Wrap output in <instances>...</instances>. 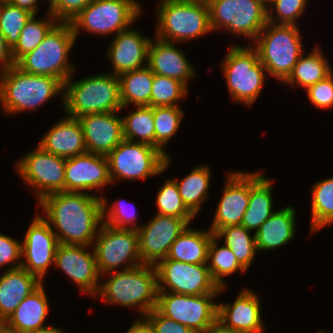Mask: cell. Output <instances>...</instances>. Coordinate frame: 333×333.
I'll use <instances>...</instances> for the list:
<instances>
[{
    "mask_svg": "<svg viewBox=\"0 0 333 333\" xmlns=\"http://www.w3.org/2000/svg\"><path fill=\"white\" fill-rule=\"evenodd\" d=\"M102 197L62 191L45 196L38 204L59 244L92 246L102 224Z\"/></svg>",
    "mask_w": 333,
    "mask_h": 333,
    "instance_id": "1",
    "label": "cell"
},
{
    "mask_svg": "<svg viewBox=\"0 0 333 333\" xmlns=\"http://www.w3.org/2000/svg\"><path fill=\"white\" fill-rule=\"evenodd\" d=\"M109 276L100 282L95 296L109 305L135 308L144 317L156 308L158 298L157 271L155 265L141 264L138 267L104 274Z\"/></svg>",
    "mask_w": 333,
    "mask_h": 333,
    "instance_id": "2",
    "label": "cell"
},
{
    "mask_svg": "<svg viewBox=\"0 0 333 333\" xmlns=\"http://www.w3.org/2000/svg\"><path fill=\"white\" fill-rule=\"evenodd\" d=\"M58 94L63 106L64 83L54 77L28 74L16 65L0 72V106L7 115L35 111Z\"/></svg>",
    "mask_w": 333,
    "mask_h": 333,
    "instance_id": "3",
    "label": "cell"
},
{
    "mask_svg": "<svg viewBox=\"0 0 333 333\" xmlns=\"http://www.w3.org/2000/svg\"><path fill=\"white\" fill-rule=\"evenodd\" d=\"M64 83L63 109L74 118L95 113L121 112L119 77L107 73L90 75Z\"/></svg>",
    "mask_w": 333,
    "mask_h": 333,
    "instance_id": "4",
    "label": "cell"
},
{
    "mask_svg": "<svg viewBox=\"0 0 333 333\" xmlns=\"http://www.w3.org/2000/svg\"><path fill=\"white\" fill-rule=\"evenodd\" d=\"M157 3L155 38L184 43L212 32L206 0H160Z\"/></svg>",
    "mask_w": 333,
    "mask_h": 333,
    "instance_id": "5",
    "label": "cell"
},
{
    "mask_svg": "<svg viewBox=\"0 0 333 333\" xmlns=\"http://www.w3.org/2000/svg\"><path fill=\"white\" fill-rule=\"evenodd\" d=\"M75 42L71 23L58 22L36 49L16 62V66L28 74L51 76L65 83L76 71L69 60Z\"/></svg>",
    "mask_w": 333,
    "mask_h": 333,
    "instance_id": "6",
    "label": "cell"
},
{
    "mask_svg": "<svg viewBox=\"0 0 333 333\" xmlns=\"http://www.w3.org/2000/svg\"><path fill=\"white\" fill-rule=\"evenodd\" d=\"M300 28L297 25L267 22L251 44L258 52L259 61L267 76H273L282 84L303 54Z\"/></svg>",
    "mask_w": 333,
    "mask_h": 333,
    "instance_id": "7",
    "label": "cell"
},
{
    "mask_svg": "<svg viewBox=\"0 0 333 333\" xmlns=\"http://www.w3.org/2000/svg\"><path fill=\"white\" fill-rule=\"evenodd\" d=\"M221 69L230 98L238 104L240 102L251 107L268 77L265 67L259 61L257 50L251 44L247 47L238 44L230 46Z\"/></svg>",
    "mask_w": 333,
    "mask_h": 333,
    "instance_id": "8",
    "label": "cell"
},
{
    "mask_svg": "<svg viewBox=\"0 0 333 333\" xmlns=\"http://www.w3.org/2000/svg\"><path fill=\"white\" fill-rule=\"evenodd\" d=\"M112 184L117 180H145L166 171L171 157L144 143L122 140L108 155Z\"/></svg>",
    "mask_w": 333,
    "mask_h": 333,
    "instance_id": "9",
    "label": "cell"
},
{
    "mask_svg": "<svg viewBox=\"0 0 333 333\" xmlns=\"http://www.w3.org/2000/svg\"><path fill=\"white\" fill-rule=\"evenodd\" d=\"M137 0H92L72 21L75 39L81 31L115 36L127 30L141 15Z\"/></svg>",
    "mask_w": 333,
    "mask_h": 333,
    "instance_id": "10",
    "label": "cell"
},
{
    "mask_svg": "<svg viewBox=\"0 0 333 333\" xmlns=\"http://www.w3.org/2000/svg\"><path fill=\"white\" fill-rule=\"evenodd\" d=\"M212 32L219 29L253 41L264 28L267 5L262 0H206Z\"/></svg>",
    "mask_w": 333,
    "mask_h": 333,
    "instance_id": "11",
    "label": "cell"
},
{
    "mask_svg": "<svg viewBox=\"0 0 333 333\" xmlns=\"http://www.w3.org/2000/svg\"><path fill=\"white\" fill-rule=\"evenodd\" d=\"M92 246L101 276L142 264L136 229L115 228L102 222Z\"/></svg>",
    "mask_w": 333,
    "mask_h": 333,
    "instance_id": "12",
    "label": "cell"
},
{
    "mask_svg": "<svg viewBox=\"0 0 333 333\" xmlns=\"http://www.w3.org/2000/svg\"><path fill=\"white\" fill-rule=\"evenodd\" d=\"M158 292L184 295L219 294L225 291L213 281L207 264H188L173 259L160 260L155 265Z\"/></svg>",
    "mask_w": 333,
    "mask_h": 333,
    "instance_id": "13",
    "label": "cell"
},
{
    "mask_svg": "<svg viewBox=\"0 0 333 333\" xmlns=\"http://www.w3.org/2000/svg\"><path fill=\"white\" fill-rule=\"evenodd\" d=\"M219 294L184 295L158 292L156 309L164 316L185 325L195 333H203L216 320Z\"/></svg>",
    "mask_w": 333,
    "mask_h": 333,
    "instance_id": "14",
    "label": "cell"
},
{
    "mask_svg": "<svg viewBox=\"0 0 333 333\" xmlns=\"http://www.w3.org/2000/svg\"><path fill=\"white\" fill-rule=\"evenodd\" d=\"M21 157L15 164L16 172L35 191L38 202L47 195L65 192V158L46 152L38 145Z\"/></svg>",
    "mask_w": 333,
    "mask_h": 333,
    "instance_id": "15",
    "label": "cell"
},
{
    "mask_svg": "<svg viewBox=\"0 0 333 333\" xmlns=\"http://www.w3.org/2000/svg\"><path fill=\"white\" fill-rule=\"evenodd\" d=\"M23 239L21 267L44 283L50 266L54 265L55 253L59 245L56 234L42 215L37 213Z\"/></svg>",
    "mask_w": 333,
    "mask_h": 333,
    "instance_id": "16",
    "label": "cell"
},
{
    "mask_svg": "<svg viewBox=\"0 0 333 333\" xmlns=\"http://www.w3.org/2000/svg\"><path fill=\"white\" fill-rule=\"evenodd\" d=\"M188 225L183 218L160 214L141 225L137 233L142 264L156 265L165 259L173 242Z\"/></svg>",
    "mask_w": 333,
    "mask_h": 333,
    "instance_id": "17",
    "label": "cell"
},
{
    "mask_svg": "<svg viewBox=\"0 0 333 333\" xmlns=\"http://www.w3.org/2000/svg\"><path fill=\"white\" fill-rule=\"evenodd\" d=\"M90 247L92 249H89ZM54 266L76 283L79 292L95 298L102 276L98 270L93 246L59 244Z\"/></svg>",
    "mask_w": 333,
    "mask_h": 333,
    "instance_id": "18",
    "label": "cell"
},
{
    "mask_svg": "<svg viewBox=\"0 0 333 333\" xmlns=\"http://www.w3.org/2000/svg\"><path fill=\"white\" fill-rule=\"evenodd\" d=\"M222 196L216 206L209 230L215 235L221 228L241 225L250 199V172L226 173Z\"/></svg>",
    "mask_w": 333,
    "mask_h": 333,
    "instance_id": "19",
    "label": "cell"
},
{
    "mask_svg": "<svg viewBox=\"0 0 333 333\" xmlns=\"http://www.w3.org/2000/svg\"><path fill=\"white\" fill-rule=\"evenodd\" d=\"M111 184L107 156L85 152L66 158L65 192L88 193Z\"/></svg>",
    "mask_w": 333,
    "mask_h": 333,
    "instance_id": "20",
    "label": "cell"
},
{
    "mask_svg": "<svg viewBox=\"0 0 333 333\" xmlns=\"http://www.w3.org/2000/svg\"><path fill=\"white\" fill-rule=\"evenodd\" d=\"M151 37L134 28L119 32L112 38L107 48V58L111 61L112 72L116 76L147 66L148 48Z\"/></svg>",
    "mask_w": 333,
    "mask_h": 333,
    "instance_id": "21",
    "label": "cell"
},
{
    "mask_svg": "<svg viewBox=\"0 0 333 333\" xmlns=\"http://www.w3.org/2000/svg\"><path fill=\"white\" fill-rule=\"evenodd\" d=\"M116 114L118 112L95 113L78 118L87 152L107 156L124 140L122 117Z\"/></svg>",
    "mask_w": 333,
    "mask_h": 333,
    "instance_id": "22",
    "label": "cell"
},
{
    "mask_svg": "<svg viewBox=\"0 0 333 333\" xmlns=\"http://www.w3.org/2000/svg\"><path fill=\"white\" fill-rule=\"evenodd\" d=\"M260 296L252 289L243 288L233 303L217 302V319L225 326L244 333H263Z\"/></svg>",
    "mask_w": 333,
    "mask_h": 333,
    "instance_id": "23",
    "label": "cell"
},
{
    "mask_svg": "<svg viewBox=\"0 0 333 333\" xmlns=\"http://www.w3.org/2000/svg\"><path fill=\"white\" fill-rule=\"evenodd\" d=\"M156 40V41H155ZM177 43L152 39L148 48L147 66L154 74L170 77L189 88V81L196 79V71Z\"/></svg>",
    "mask_w": 333,
    "mask_h": 333,
    "instance_id": "24",
    "label": "cell"
},
{
    "mask_svg": "<svg viewBox=\"0 0 333 333\" xmlns=\"http://www.w3.org/2000/svg\"><path fill=\"white\" fill-rule=\"evenodd\" d=\"M38 146L46 152L65 159L87 152L80 121L68 115L49 128Z\"/></svg>",
    "mask_w": 333,
    "mask_h": 333,
    "instance_id": "25",
    "label": "cell"
},
{
    "mask_svg": "<svg viewBox=\"0 0 333 333\" xmlns=\"http://www.w3.org/2000/svg\"><path fill=\"white\" fill-rule=\"evenodd\" d=\"M43 282L22 267L4 270L0 275V322H5L27 296Z\"/></svg>",
    "mask_w": 333,
    "mask_h": 333,
    "instance_id": "26",
    "label": "cell"
},
{
    "mask_svg": "<svg viewBox=\"0 0 333 333\" xmlns=\"http://www.w3.org/2000/svg\"><path fill=\"white\" fill-rule=\"evenodd\" d=\"M261 172H250L249 205L241 220V225L253 234L276 211L273 210V180Z\"/></svg>",
    "mask_w": 333,
    "mask_h": 333,
    "instance_id": "27",
    "label": "cell"
},
{
    "mask_svg": "<svg viewBox=\"0 0 333 333\" xmlns=\"http://www.w3.org/2000/svg\"><path fill=\"white\" fill-rule=\"evenodd\" d=\"M296 208L286 206L276 210L255 233L257 251H269L283 247L296 234Z\"/></svg>",
    "mask_w": 333,
    "mask_h": 333,
    "instance_id": "28",
    "label": "cell"
},
{
    "mask_svg": "<svg viewBox=\"0 0 333 333\" xmlns=\"http://www.w3.org/2000/svg\"><path fill=\"white\" fill-rule=\"evenodd\" d=\"M49 300L44 283L27 296L4 322L7 329L16 333H28L47 326Z\"/></svg>",
    "mask_w": 333,
    "mask_h": 333,
    "instance_id": "29",
    "label": "cell"
},
{
    "mask_svg": "<svg viewBox=\"0 0 333 333\" xmlns=\"http://www.w3.org/2000/svg\"><path fill=\"white\" fill-rule=\"evenodd\" d=\"M189 226L173 242L167 258L188 264H207L208 248L214 234Z\"/></svg>",
    "mask_w": 333,
    "mask_h": 333,
    "instance_id": "30",
    "label": "cell"
},
{
    "mask_svg": "<svg viewBox=\"0 0 333 333\" xmlns=\"http://www.w3.org/2000/svg\"><path fill=\"white\" fill-rule=\"evenodd\" d=\"M120 99L124 110L130 105L151 106L154 73L148 66L120 74Z\"/></svg>",
    "mask_w": 333,
    "mask_h": 333,
    "instance_id": "31",
    "label": "cell"
},
{
    "mask_svg": "<svg viewBox=\"0 0 333 333\" xmlns=\"http://www.w3.org/2000/svg\"><path fill=\"white\" fill-rule=\"evenodd\" d=\"M328 61L322 50L316 45L313 51L300 56L292 73L283 83L291 88L296 85L306 90L333 71Z\"/></svg>",
    "mask_w": 333,
    "mask_h": 333,
    "instance_id": "32",
    "label": "cell"
},
{
    "mask_svg": "<svg viewBox=\"0 0 333 333\" xmlns=\"http://www.w3.org/2000/svg\"><path fill=\"white\" fill-rule=\"evenodd\" d=\"M210 178L211 170L205 164L196 166L186 177L180 180L173 178L178 186V192L183 203L195 217L208 198Z\"/></svg>",
    "mask_w": 333,
    "mask_h": 333,
    "instance_id": "33",
    "label": "cell"
},
{
    "mask_svg": "<svg viewBox=\"0 0 333 333\" xmlns=\"http://www.w3.org/2000/svg\"><path fill=\"white\" fill-rule=\"evenodd\" d=\"M310 234L333 224V177L315 182L311 189Z\"/></svg>",
    "mask_w": 333,
    "mask_h": 333,
    "instance_id": "34",
    "label": "cell"
},
{
    "mask_svg": "<svg viewBox=\"0 0 333 333\" xmlns=\"http://www.w3.org/2000/svg\"><path fill=\"white\" fill-rule=\"evenodd\" d=\"M250 232L242 225H230L215 234L219 240H224V244L246 270L251 267L257 253L255 234L251 236Z\"/></svg>",
    "mask_w": 333,
    "mask_h": 333,
    "instance_id": "35",
    "label": "cell"
},
{
    "mask_svg": "<svg viewBox=\"0 0 333 333\" xmlns=\"http://www.w3.org/2000/svg\"><path fill=\"white\" fill-rule=\"evenodd\" d=\"M124 139L155 147L153 107L136 106V110L122 116Z\"/></svg>",
    "mask_w": 333,
    "mask_h": 333,
    "instance_id": "36",
    "label": "cell"
},
{
    "mask_svg": "<svg viewBox=\"0 0 333 333\" xmlns=\"http://www.w3.org/2000/svg\"><path fill=\"white\" fill-rule=\"evenodd\" d=\"M219 241V238L215 235L210 241L207 267L209 268L213 281L221 288L226 287L225 276L232 275L238 271L245 273L247 270L238 262L228 246L224 244L219 247Z\"/></svg>",
    "mask_w": 333,
    "mask_h": 333,
    "instance_id": "37",
    "label": "cell"
},
{
    "mask_svg": "<svg viewBox=\"0 0 333 333\" xmlns=\"http://www.w3.org/2000/svg\"><path fill=\"white\" fill-rule=\"evenodd\" d=\"M33 15L25 24L19 36L18 43L12 49L15 63L26 53L33 51L44 40L49 31L59 22L47 11L46 18H36Z\"/></svg>",
    "mask_w": 333,
    "mask_h": 333,
    "instance_id": "38",
    "label": "cell"
},
{
    "mask_svg": "<svg viewBox=\"0 0 333 333\" xmlns=\"http://www.w3.org/2000/svg\"><path fill=\"white\" fill-rule=\"evenodd\" d=\"M184 109L180 106L153 107L155 123V148L167 157L166 144L177 134L184 118Z\"/></svg>",
    "mask_w": 333,
    "mask_h": 333,
    "instance_id": "39",
    "label": "cell"
},
{
    "mask_svg": "<svg viewBox=\"0 0 333 333\" xmlns=\"http://www.w3.org/2000/svg\"><path fill=\"white\" fill-rule=\"evenodd\" d=\"M156 214L183 218L189 225L195 216L187 209L178 192L174 179L169 178L161 185L156 195Z\"/></svg>",
    "mask_w": 333,
    "mask_h": 333,
    "instance_id": "40",
    "label": "cell"
},
{
    "mask_svg": "<svg viewBox=\"0 0 333 333\" xmlns=\"http://www.w3.org/2000/svg\"><path fill=\"white\" fill-rule=\"evenodd\" d=\"M188 88L180 81L154 74L151 107L179 106L178 101L187 97Z\"/></svg>",
    "mask_w": 333,
    "mask_h": 333,
    "instance_id": "41",
    "label": "cell"
},
{
    "mask_svg": "<svg viewBox=\"0 0 333 333\" xmlns=\"http://www.w3.org/2000/svg\"><path fill=\"white\" fill-rule=\"evenodd\" d=\"M34 14L11 3L0 4V33L13 49L25 24Z\"/></svg>",
    "mask_w": 333,
    "mask_h": 333,
    "instance_id": "42",
    "label": "cell"
},
{
    "mask_svg": "<svg viewBox=\"0 0 333 333\" xmlns=\"http://www.w3.org/2000/svg\"><path fill=\"white\" fill-rule=\"evenodd\" d=\"M102 222L115 228L138 229L136 206L117 199L111 205L105 197H102ZM128 209V210H127Z\"/></svg>",
    "mask_w": 333,
    "mask_h": 333,
    "instance_id": "43",
    "label": "cell"
},
{
    "mask_svg": "<svg viewBox=\"0 0 333 333\" xmlns=\"http://www.w3.org/2000/svg\"><path fill=\"white\" fill-rule=\"evenodd\" d=\"M308 0H273L267 5V20L273 24L298 25ZM275 9V11H274Z\"/></svg>",
    "mask_w": 333,
    "mask_h": 333,
    "instance_id": "44",
    "label": "cell"
},
{
    "mask_svg": "<svg viewBox=\"0 0 333 333\" xmlns=\"http://www.w3.org/2000/svg\"><path fill=\"white\" fill-rule=\"evenodd\" d=\"M306 96L312 105L319 110L333 107V71L306 90Z\"/></svg>",
    "mask_w": 333,
    "mask_h": 333,
    "instance_id": "45",
    "label": "cell"
},
{
    "mask_svg": "<svg viewBox=\"0 0 333 333\" xmlns=\"http://www.w3.org/2000/svg\"><path fill=\"white\" fill-rule=\"evenodd\" d=\"M21 254V241L0 233V269L5 267L6 270H12L21 267Z\"/></svg>",
    "mask_w": 333,
    "mask_h": 333,
    "instance_id": "46",
    "label": "cell"
},
{
    "mask_svg": "<svg viewBox=\"0 0 333 333\" xmlns=\"http://www.w3.org/2000/svg\"><path fill=\"white\" fill-rule=\"evenodd\" d=\"M92 0H56L48 11L59 22L72 21Z\"/></svg>",
    "mask_w": 333,
    "mask_h": 333,
    "instance_id": "47",
    "label": "cell"
},
{
    "mask_svg": "<svg viewBox=\"0 0 333 333\" xmlns=\"http://www.w3.org/2000/svg\"><path fill=\"white\" fill-rule=\"evenodd\" d=\"M155 333H195L190 328L162 315L156 308L144 316Z\"/></svg>",
    "mask_w": 333,
    "mask_h": 333,
    "instance_id": "48",
    "label": "cell"
},
{
    "mask_svg": "<svg viewBox=\"0 0 333 333\" xmlns=\"http://www.w3.org/2000/svg\"><path fill=\"white\" fill-rule=\"evenodd\" d=\"M14 65H16V63L13 60L12 48L0 33V72L7 70Z\"/></svg>",
    "mask_w": 333,
    "mask_h": 333,
    "instance_id": "49",
    "label": "cell"
},
{
    "mask_svg": "<svg viewBox=\"0 0 333 333\" xmlns=\"http://www.w3.org/2000/svg\"><path fill=\"white\" fill-rule=\"evenodd\" d=\"M133 322V325L125 333H155L153 326L145 317L138 318Z\"/></svg>",
    "mask_w": 333,
    "mask_h": 333,
    "instance_id": "50",
    "label": "cell"
},
{
    "mask_svg": "<svg viewBox=\"0 0 333 333\" xmlns=\"http://www.w3.org/2000/svg\"><path fill=\"white\" fill-rule=\"evenodd\" d=\"M39 0H9V3L19 6L22 9L28 10L34 15L38 14Z\"/></svg>",
    "mask_w": 333,
    "mask_h": 333,
    "instance_id": "51",
    "label": "cell"
},
{
    "mask_svg": "<svg viewBox=\"0 0 333 333\" xmlns=\"http://www.w3.org/2000/svg\"><path fill=\"white\" fill-rule=\"evenodd\" d=\"M203 333H244L242 331L230 328L221 323L218 319Z\"/></svg>",
    "mask_w": 333,
    "mask_h": 333,
    "instance_id": "52",
    "label": "cell"
},
{
    "mask_svg": "<svg viewBox=\"0 0 333 333\" xmlns=\"http://www.w3.org/2000/svg\"><path fill=\"white\" fill-rule=\"evenodd\" d=\"M28 333H66L65 331H63V329L61 327H57V326H53V325H47L43 328H39L37 330L34 331H30Z\"/></svg>",
    "mask_w": 333,
    "mask_h": 333,
    "instance_id": "53",
    "label": "cell"
},
{
    "mask_svg": "<svg viewBox=\"0 0 333 333\" xmlns=\"http://www.w3.org/2000/svg\"><path fill=\"white\" fill-rule=\"evenodd\" d=\"M41 1H44V0H41ZM45 1H48V8L47 10L49 11L56 3V0H45Z\"/></svg>",
    "mask_w": 333,
    "mask_h": 333,
    "instance_id": "54",
    "label": "cell"
},
{
    "mask_svg": "<svg viewBox=\"0 0 333 333\" xmlns=\"http://www.w3.org/2000/svg\"><path fill=\"white\" fill-rule=\"evenodd\" d=\"M0 333H5V323L0 322Z\"/></svg>",
    "mask_w": 333,
    "mask_h": 333,
    "instance_id": "55",
    "label": "cell"
},
{
    "mask_svg": "<svg viewBox=\"0 0 333 333\" xmlns=\"http://www.w3.org/2000/svg\"><path fill=\"white\" fill-rule=\"evenodd\" d=\"M266 5L270 4L273 0H262Z\"/></svg>",
    "mask_w": 333,
    "mask_h": 333,
    "instance_id": "56",
    "label": "cell"
},
{
    "mask_svg": "<svg viewBox=\"0 0 333 333\" xmlns=\"http://www.w3.org/2000/svg\"><path fill=\"white\" fill-rule=\"evenodd\" d=\"M5 333H16V332H12V331L8 330L6 325H5Z\"/></svg>",
    "mask_w": 333,
    "mask_h": 333,
    "instance_id": "57",
    "label": "cell"
},
{
    "mask_svg": "<svg viewBox=\"0 0 333 333\" xmlns=\"http://www.w3.org/2000/svg\"><path fill=\"white\" fill-rule=\"evenodd\" d=\"M9 0H0V4L8 3Z\"/></svg>",
    "mask_w": 333,
    "mask_h": 333,
    "instance_id": "58",
    "label": "cell"
},
{
    "mask_svg": "<svg viewBox=\"0 0 333 333\" xmlns=\"http://www.w3.org/2000/svg\"><path fill=\"white\" fill-rule=\"evenodd\" d=\"M318 333H330V332H327V331H324V330H319Z\"/></svg>",
    "mask_w": 333,
    "mask_h": 333,
    "instance_id": "59",
    "label": "cell"
}]
</instances>
